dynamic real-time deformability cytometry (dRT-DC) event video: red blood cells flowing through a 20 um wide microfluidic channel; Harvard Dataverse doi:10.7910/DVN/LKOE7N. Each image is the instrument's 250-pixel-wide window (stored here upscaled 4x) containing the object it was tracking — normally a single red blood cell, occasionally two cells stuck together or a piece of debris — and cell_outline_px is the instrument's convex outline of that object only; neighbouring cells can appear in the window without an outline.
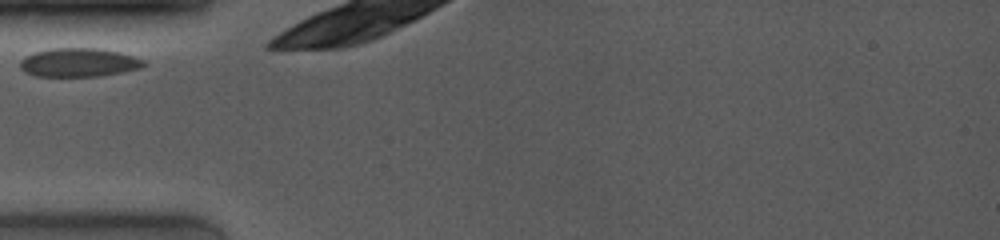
{"species": "common noctule bat (a hibernating species)", "species_latin": "Nyctalus noctula", "temperature_condition": "room temperature", "stored_images_in_passage": 4, "camera_frame_rate_fps": 4000, "um_per_image_px": 0.085, "animal": {"sex": "female", "body_mass_g": 19.0, "forearm_length_mm": 53.3}, "frame": {"image": 1, "passage_image": 1, "time_ms": 0.0, "image_size_px": [1000, 240], "cell_outline_px": [[144, 64], [140, 68], [124, 72], [100, 76], [36, 76], [24, 72], [20, 68], [20, 60], [24, 56], [36, 52], [52, 48], [96, 48], [120, 52], [144, 60]], "centroid_in_image_um": [6.67, 5.31], "position_along_channel_um": 78.3, "area_um2": 20.63}}